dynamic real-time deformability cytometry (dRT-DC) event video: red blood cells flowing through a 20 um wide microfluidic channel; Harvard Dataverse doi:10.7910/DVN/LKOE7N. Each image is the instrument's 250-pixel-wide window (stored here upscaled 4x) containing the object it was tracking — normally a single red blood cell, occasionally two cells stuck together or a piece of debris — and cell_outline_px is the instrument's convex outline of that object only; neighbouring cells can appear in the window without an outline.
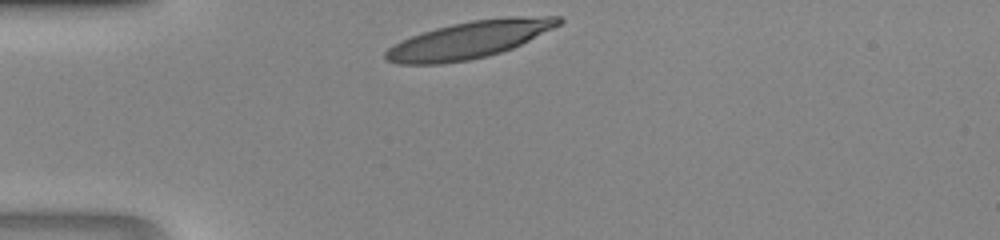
{"species": "human", "species_latin": "Homo sapiens", "temperature_condition": "room temperature", "stored_images_in_passage": 26, "camera_frame_rate_fps": 3000, "um_per_image_px": 0.085, "donor": {"sex": "male"}, "frame": {"image": 1, "passage_image": 1, "time_ms": 0.0, "image_size_px": [1000, 240], "cell_outline_px": [[564, 20], [560, 24], [512, 48], [488, 56], [468, 60], [440, 64], [400, 64], [388, 60], [384, 56], [384, 52], [388, 48], [412, 36], [436, 28], [452, 24], [472, 20], [508, 16], [560, 16]], "centroid_in_image_um": [39.91, 3.37], "position_along_channel_um": 45.1, "area_um2": 36.93}}
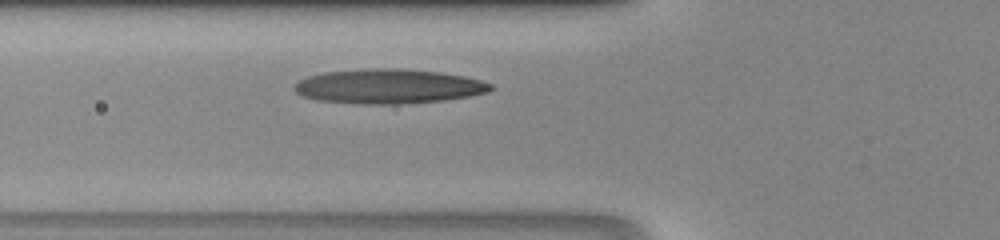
{"frame": {"image": 2, "passage_image": 6, "time_ms": 1.667, "image_size_px": [1000, 240], "cell_outline_px": [[492, 88], [488, 92], [468, 96], [444, 100], [396, 104], [360, 104], [316, 100], [304, 96], [296, 92], [292, 88], [292, 84], [308, 76], [324, 72], [364, 68], [400, 68], [440, 72], [464, 76], [480, 80], [492, 84]], "centroid_in_image_um": [32.98, 7.33], "position_along_channel_um": 92.8, "area_um2": 39.65}}
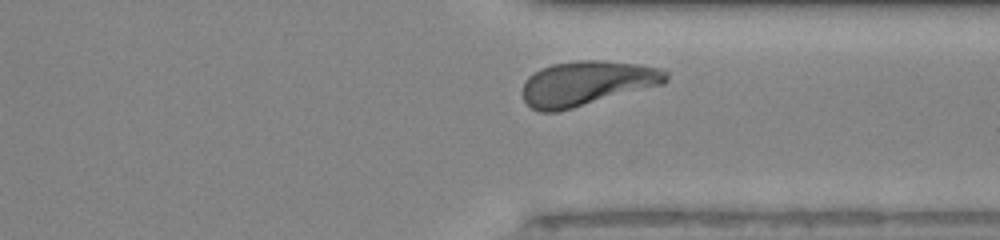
{"frame": {"image": 3, "passage_image": 24, "time_ms": 7.667, "image_size_px": [1000, 240], "cell_outline_px": [[668, 80], [664, 84], [572, 108], [556, 112], [540, 112], [532, 108], [524, 100], [524, 84], [528, 76], [540, 68], [552, 64], [576, 60], [600, 60], [636, 64], [664, 68], [668, 72]], "centroid_in_image_um": [49.91, 7.07], "position_along_channel_um": 361.5, "area_um2": 37.28}}